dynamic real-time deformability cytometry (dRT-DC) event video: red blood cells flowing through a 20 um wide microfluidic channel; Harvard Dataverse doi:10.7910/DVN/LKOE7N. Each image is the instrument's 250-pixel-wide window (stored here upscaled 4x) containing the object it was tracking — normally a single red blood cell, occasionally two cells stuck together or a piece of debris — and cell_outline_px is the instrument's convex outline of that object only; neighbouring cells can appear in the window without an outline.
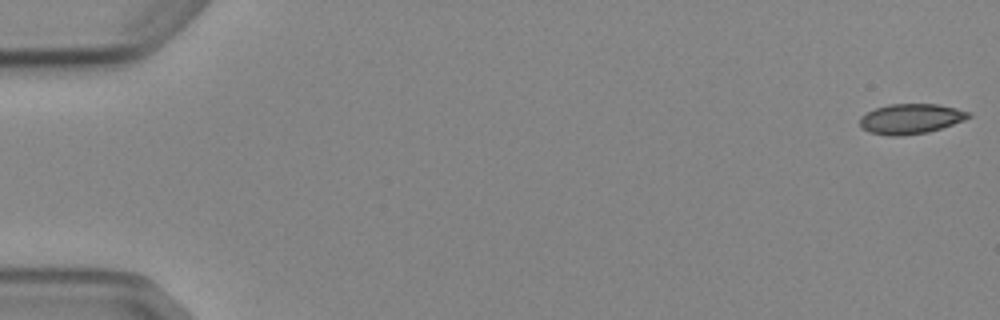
{"species": "Egyptian fruit bat (a non-hibernating species)", "species_latin": "Rousettus aegyptiacus", "temperature_condition": "cold", "stored_images_in_passage": 5, "camera_frame_rate_fps": 3000, "um_per_image_px": 0.085, "animal": {"sex": "female"}, "frame": {"image": 1, "passage_image": 1, "time_ms": 0.0, "image_size_px": [1000, 320], "cell_outline_px": [[972, 116], [964, 120], [928, 132], [900, 136], [888, 136], [868, 132], [860, 128], [860, 116], [876, 108], [888, 104], [940, 104], [972, 112]], "centroid_in_image_um": [77.41, 10.1], "position_along_channel_um": 7.6, "area_um2": 19.19}}
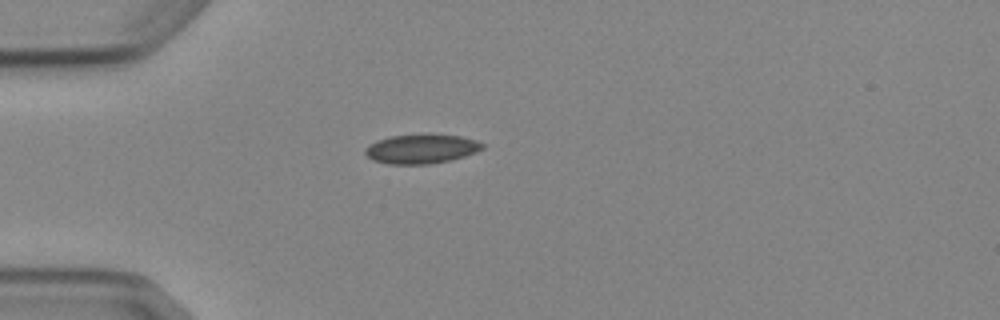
{"frame": {"image": 2, "passage_image": 5, "time_ms": 4.667, "image_size_px": [1000, 320], "cell_outline_px": [[484, 148], [476, 152], [464, 156], [448, 160], [428, 164], [388, 164], [372, 160], [364, 152], [364, 148], [368, 144], [376, 140], [388, 136], [424, 132], [460, 136], [476, 140], [484, 144]], "centroid_in_image_um": [35.77, 12.62], "position_along_channel_um": 49.2, "area_um2": 20.58}}